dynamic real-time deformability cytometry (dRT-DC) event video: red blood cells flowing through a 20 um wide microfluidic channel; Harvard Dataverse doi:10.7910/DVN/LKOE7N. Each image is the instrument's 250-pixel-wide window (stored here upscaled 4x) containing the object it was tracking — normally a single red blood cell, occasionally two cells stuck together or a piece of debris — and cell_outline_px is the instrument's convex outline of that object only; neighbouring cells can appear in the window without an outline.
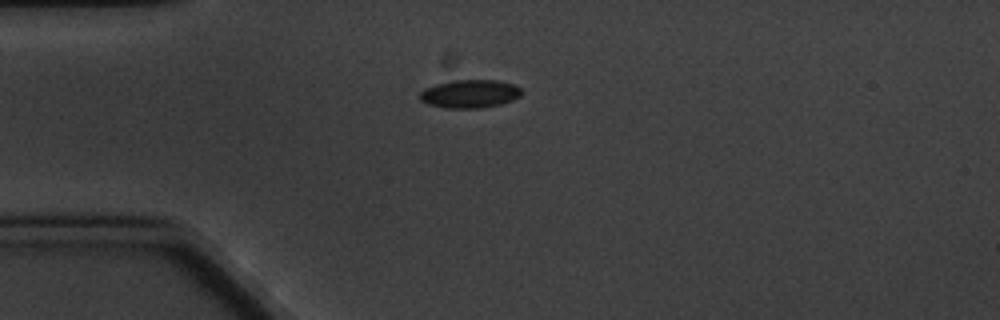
{"species": "common noctule bat (a hibernating species)", "species_latin": "Nyctalus noctula", "temperature_condition": "cold", "stored_images_in_passage": 4, "camera_frame_rate_fps": 3000, "um_per_image_px": 0.085, "animal": {"sex": "male", "body_mass_g": 20.1, "forearm_length_mm": 53.5}, "frame": {"image": 1, "passage_image": 1, "time_ms": 0.0, "image_size_px": [1000, 320], "cell_outline_px": [[520, 96], [512, 100], [500, 104], [480, 108], [444, 108], [428, 104], [420, 100], [420, 92], [424, 88], [436, 84], [456, 80], [496, 80], [512, 84], [520, 88]], "centroid_in_image_um": [39.9, 7.98], "position_along_channel_um": 45.1, "area_um2": 16.59}}
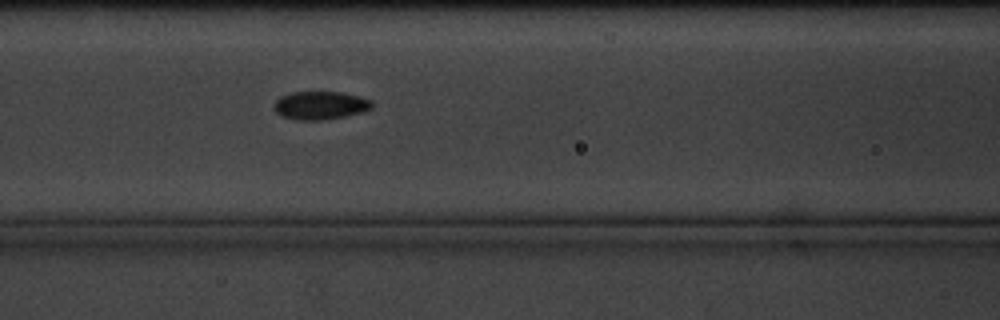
{"frame": {"image": 2, "passage_image": 4, "time_ms": 3.333, "image_size_px": [1000, 320], "cell_outline_px": [[372, 108], [364, 112], [344, 116], [320, 120], [296, 120], [280, 116], [272, 108], [276, 100], [280, 96], [292, 92], [344, 92], [372, 100]], "centroid_in_image_um": [27.2, 8.96], "position_along_channel_um": 139.4, "area_um2": 16.24}}